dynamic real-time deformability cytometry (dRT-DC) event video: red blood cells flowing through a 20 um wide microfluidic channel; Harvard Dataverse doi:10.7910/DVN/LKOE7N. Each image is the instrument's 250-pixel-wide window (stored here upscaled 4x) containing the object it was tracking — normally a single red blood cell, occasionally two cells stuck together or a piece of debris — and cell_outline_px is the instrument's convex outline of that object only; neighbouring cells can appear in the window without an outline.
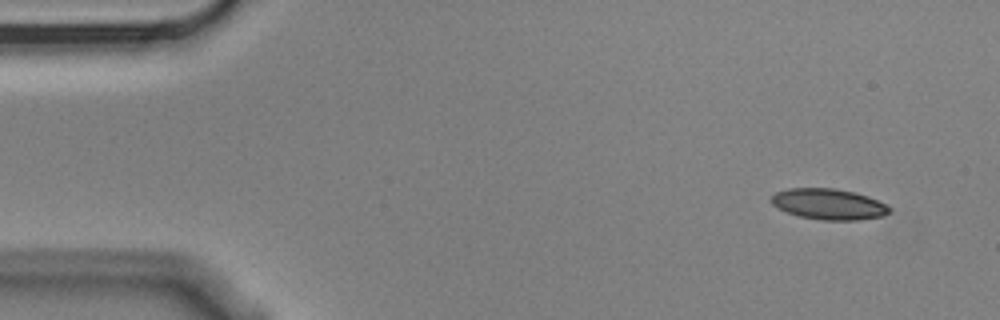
{"species": "Egyptian fruit bat (a non-hibernating species)", "species_latin": "Rousettus aegyptiacus", "temperature_condition": "cold", "stored_images_in_passage": 6, "camera_frame_rate_fps": 3000, "um_per_image_px": 0.085, "animal": {"sex": "male"}, "frame": {"image": 1, "passage_image": 1, "time_ms": 0.0, "image_size_px": [1000, 320], "cell_outline_px": [[892, 208], [884, 216], [860, 220], [820, 220], [800, 216], [788, 212], [772, 204], [768, 200], [776, 192], [788, 188], [832, 188], [852, 192], [868, 196], [888, 204]], "centroid_in_image_um": [70.46, 17.35], "position_along_channel_um": 14.5, "area_um2": 21.27}}
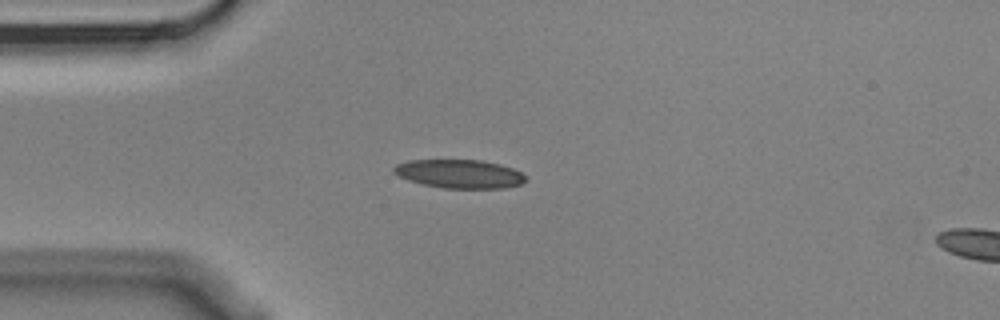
{"frame": {"image": 2, "passage_image": 4, "time_ms": 1.0, "image_size_px": [1000, 320], "cell_outline_px": [[528, 180], [520, 184], [504, 188], [444, 188], [420, 184], [408, 180], [392, 172], [392, 168], [396, 164], [408, 160], [480, 160], [500, 164], [512, 168], [528, 176]], "centroid_in_image_um": [39.06, 14.78], "position_along_channel_um": 45.9, "area_um2": 22.14}}
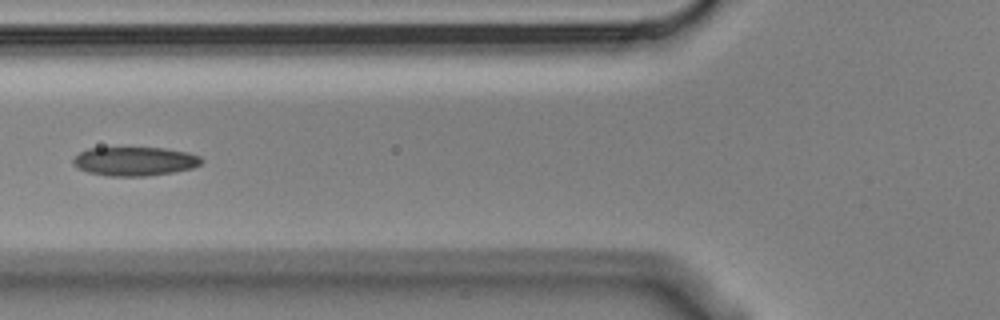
{"frame": {"image": 3, "passage_image": 6, "time_ms": 1.667, "image_size_px": [1000, 320], "cell_outline_px": [[204, 160], [200, 164], [192, 168], [172, 172], [144, 176], [108, 176], [88, 172], [76, 168], [72, 164], [72, 160], [80, 152], [88, 148], [164, 148], [188, 152], [200, 156]], "centroid_in_image_um": [11.43, 13.71], "position_along_channel_um": 114.4, "area_um2": 21.62}}